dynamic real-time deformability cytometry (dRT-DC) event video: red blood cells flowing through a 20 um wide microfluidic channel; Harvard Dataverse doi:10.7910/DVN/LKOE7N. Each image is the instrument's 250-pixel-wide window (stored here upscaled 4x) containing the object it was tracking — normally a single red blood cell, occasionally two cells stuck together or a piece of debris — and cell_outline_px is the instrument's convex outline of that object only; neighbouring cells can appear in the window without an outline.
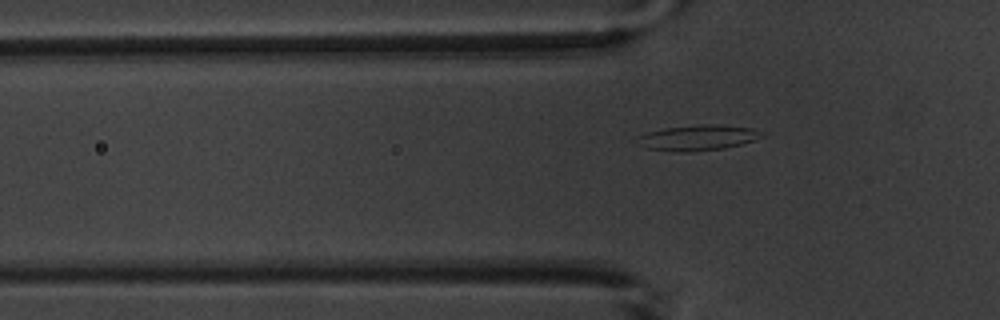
{"species": "common noctule bat (a hibernating species)", "species_latin": "Nyctalus noctula", "temperature_condition": "warm", "stored_images_in_passage": 6, "camera_frame_rate_fps": 3000, "um_per_image_px": 0.085, "animal": {"sex": "male", "body_mass_g": 20.1, "forearm_length_mm": 53.5}, "frame": {"image": 1, "passage_image": 6, "time_ms": 7.0, "image_size_px": [1000, 320], "cell_outline_px": [[760, 136], [756, 140], [724, 148], [688, 152], [672, 152], [648, 148], [632, 140], [636, 136], [648, 132], [664, 128], [700, 124], [716, 124], [752, 128]], "centroid_in_image_um": [59.19, 11.71], "position_along_channel_um": 66.6, "area_um2": 18.38}}